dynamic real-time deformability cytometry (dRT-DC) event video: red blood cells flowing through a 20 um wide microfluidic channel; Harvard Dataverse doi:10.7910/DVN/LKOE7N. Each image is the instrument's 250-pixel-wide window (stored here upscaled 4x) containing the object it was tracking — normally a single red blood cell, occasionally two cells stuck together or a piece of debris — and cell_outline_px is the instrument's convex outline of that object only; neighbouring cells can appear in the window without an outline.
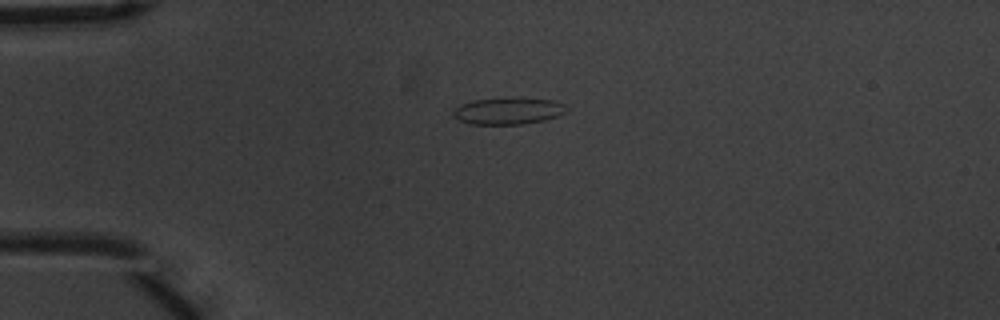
{"species": "common noctule bat (a hibernating species)", "species_latin": "Nyctalus noctula", "temperature_condition": "warm", "stored_images_in_passage": 42, "camera_frame_rate_fps": 3000, "um_per_image_px": 0.085, "animal": {"sex": "male", "body_mass_g": 20.1, "forearm_length_mm": 53.5}, "frame": {"image": 1, "passage_image": 1, "time_ms": 0.0, "image_size_px": [1000, 320], "cell_outline_px": [[568, 108], [564, 112], [556, 116], [544, 120], [524, 124], [468, 124], [452, 116], [452, 112], [460, 104], [476, 100], [552, 100], [564, 104]], "centroid_in_image_um": [43.15, 9.48], "position_along_channel_um": 41.8, "area_um2": 16.82}}
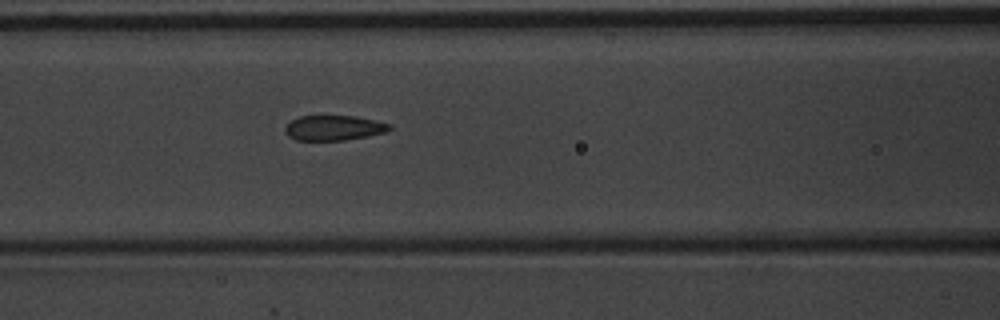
{"frame": {"image": 2, "passage_image": 11, "time_ms": 3.333, "image_size_px": [1000, 320], "cell_outline_px": [[392, 128], [388, 132], [368, 136], [344, 140], [296, 140], [288, 136], [284, 132], [284, 128], [292, 120], [300, 116], [356, 116], [392, 124]], "centroid_in_image_um": [28.4, 10.87], "position_along_channel_um": 138.2, "area_um2": 15.32}}
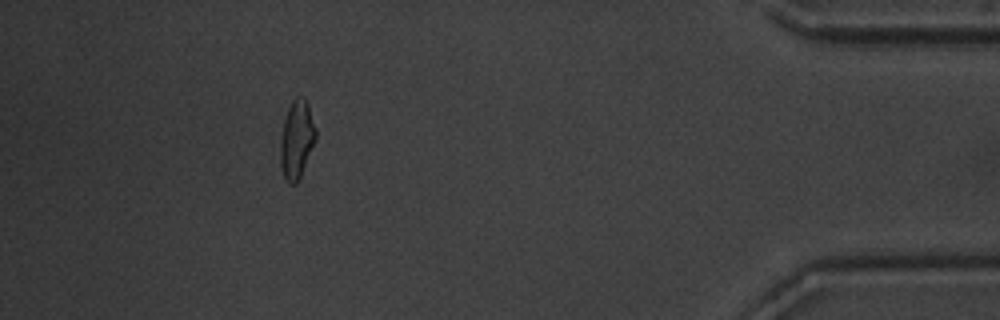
{"frame": {"image": 3, "passage_image": 37, "time_ms": 12.0, "image_size_px": [1000, 320], "cell_outline_px": [[316, 140], [300, 176], [296, 184], [288, 184], [284, 176], [280, 164], [280, 140], [284, 120], [288, 108], [292, 100], [296, 96], [304, 96], [308, 104], [316, 128]], "centroid_in_image_um": [25.22, 11.83], "position_along_channel_um": 410.0, "area_um2": 16.18}, "authors_computed_cell_mechanics": {"area_um2": 16.184, "velocity_mm_per_s": 3.726, "shape_relaxation_time_tau1_ms": 5.326, "shape_relaxation_time_tau2_ms": 1.0385, "deformation_change_tau1": 0.1413, "deformation_change_tau2": 0.0712}}